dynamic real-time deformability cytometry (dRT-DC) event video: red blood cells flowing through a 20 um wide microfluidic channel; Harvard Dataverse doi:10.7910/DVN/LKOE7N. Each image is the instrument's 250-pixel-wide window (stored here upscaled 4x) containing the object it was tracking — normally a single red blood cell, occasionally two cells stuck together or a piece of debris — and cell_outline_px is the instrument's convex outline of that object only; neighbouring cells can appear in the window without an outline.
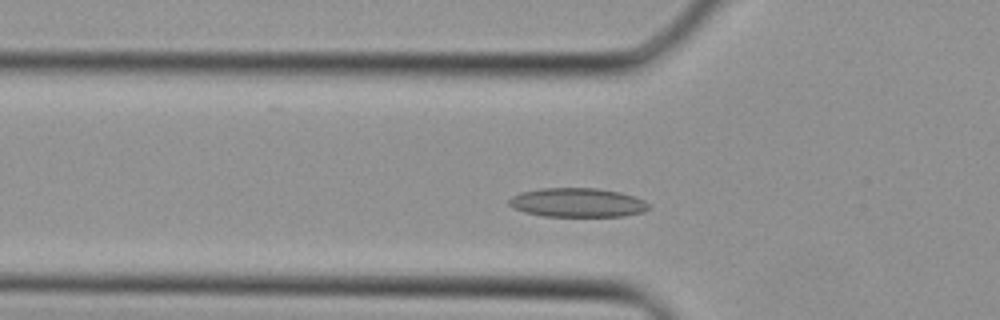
{"species": "Egyptian fruit bat (a non-hibernating species)", "species_latin": "Rousettus aegyptiacus", "temperature_condition": "cold", "stored_images_in_passage": 17, "camera_frame_rate_fps": 3000, "um_per_image_px": 0.085, "animal": {"sex": "female"}, "frame": {"image": 1, "passage_image": 6, "time_ms": 1.667, "image_size_px": [1000, 320], "cell_outline_px": [[648, 208], [644, 212], [624, 216], [544, 216], [524, 212], [512, 208], [508, 204], [508, 200], [512, 196], [520, 192], [540, 188], [596, 188], [620, 192], [644, 200], [648, 204]], "centroid_in_image_um": [49.04, 17.22], "position_along_channel_um": 76.8, "area_um2": 23.7}}
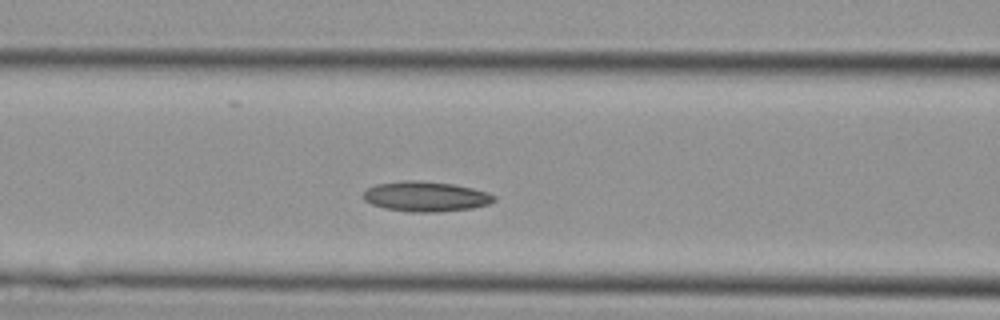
{"frame": {"image": 2, "passage_image": 9, "time_ms": 2.667, "image_size_px": [1000, 320], "cell_outline_px": [[496, 200], [488, 204], [472, 208], [436, 212], [412, 212], [384, 208], [372, 204], [364, 200], [364, 192], [368, 188], [376, 184], [404, 180], [420, 180], [452, 184], [472, 188], [488, 192], [496, 196]], "centroid_in_image_um": [36.2, 16.7], "position_along_channel_um": 130.4, "area_um2": 22.89}}
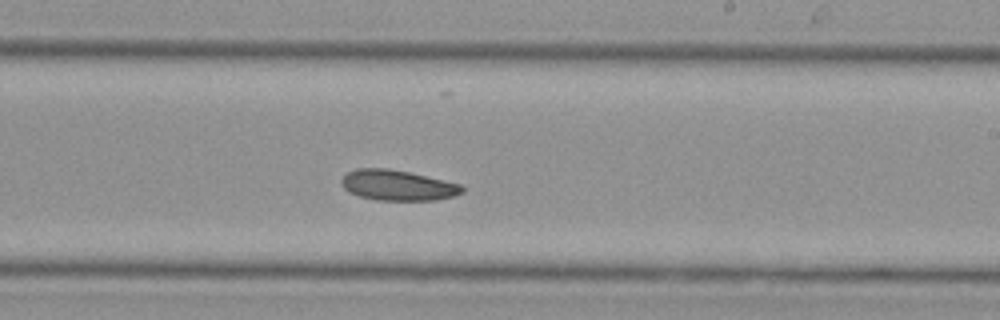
{"frame": {"image": 3, "passage_image": 16, "time_ms": 5.0, "image_size_px": [1000, 320], "cell_outline_px": [[464, 192], [456, 196], [436, 200], [376, 200], [360, 196], [344, 188], [340, 184], [340, 180], [348, 172], [356, 168], [388, 168], [408, 172], [460, 184], [464, 188]], "centroid_in_image_um": [33.81, 15.75], "position_along_channel_um": 255.2, "area_um2": 21.33}}